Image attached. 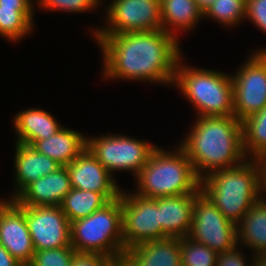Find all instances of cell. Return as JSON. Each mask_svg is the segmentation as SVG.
<instances>
[{
  "label": "cell",
  "instance_id": "1",
  "mask_svg": "<svg viewBox=\"0 0 266 266\" xmlns=\"http://www.w3.org/2000/svg\"><path fill=\"white\" fill-rule=\"evenodd\" d=\"M103 53L107 79L173 85L176 65L183 56L179 40L160 29L120 34H94Z\"/></svg>",
  "mask_w": 266,
  "mask_h": 266
},
{
  "label": "cell",
  "instance_id": "2",
  "mask_svg": "<svg viewBox=\"0 0 266 266\" xmlns=\"http://www.w3.org/2000/svg\"><path fill=\"white\" fill-rule=\"evenodd\" d=\"M179 146L190 159L197 177L231 168L247 159L242 144L241 121L235 116L197 117Z\"/></svg>",
  "mask_w": 266,
  "mask_h": 266
},
{
  "label": "cell",
  "instance_id": "3",
  "mask_svg": "<svg viewBox=\"0 0 266 266\" xmlns=\"http://www.w3.org/2000/svg\"><path fill=\"white\" fill-rule=\"evenodd\" d=\"M200 190L236 225L264 195L259 159L247 158L235 167L206 175L200 180Z\"/></svg>",
  "mask_w": 266,
  "mask_h": 266
},
{
  "label": "cell",
  "instance_id": "4",
  "mask_svg": "<svg viewBox=\"0 0 266 266\" xmlns=\"http://www.w3.org/2000/svg\"><path fill=\"white\" fill-rule=\"evenodd\" d=\"M171 149L157 148L151 153L148 162L136 176L135 194L146 198L198 194L200 179L195 174L192 163L179 146ZM177 149V150H176Z\"/></svg>",
  "mask_w": 266,
  "mask_h": 266
},
{
  "label": "cell",
  "instance_id": "5",
  "mask_svg": "<svg viewBox=\"0 0 266 266\" xmlns=\"http://www.w3.org/2000/svg\"><path fill=\"white\" fill-rule=\"evenodd\" d=\"M176 65L174 83L201 116H234L232 76L217 70ZM188 67H187V66Z\"/></svg>",
  "mask_w": 266,
  "mask_h": 266
},
{
  "label": "cell",
  "instance_id": "6",
  "mask_svg": "<svg viewBox=\"0 0 266 266\" xmlns=\"http://www.w3.org/2000/svg\"><path fill=\"white\" fill-rule=\"evenodd\" d=\"M71 246L76 253L103 254L121 260L124 247L120 197L86 218L70 223Z\"/></svg>",
  "mask_w": 266,
  "mask_h": 266
},
{
  "label": "cell",
  "instance_id": "7",
  "mask_svg": "<svg viewBox=\"0 0 266 266\" xmlns=\"http://www.w3.org/2000/svg\"><path fill=\"white\" fill-rule=\"evenodd\" d=\"M87 148L111 175L114 171H131L136 178L157 146L133 137L110 134L87 136Z\"/></svg>",
  "mask_w": 266,
  "mask_h": 266
},
{
  "label": "cell",
  "instance_id": "8",
  "mask_svg": "<svg viewBox=\"0 0 266 266\" xmlns=\"http://www.w3.org/2000/svg\"><path fill=\"white\" fill-rule=\"evenodd\" d=\"M188 237L217 253L238 246L236 225L226 219L201 191L193 198L192 226Z\"/></svg>",
  "mask_w": 266,
  "mask_h": 266
},
{
  "label": "cell",
  "instance_id": "9",
  "mask_svg": "<svg viewBox=\"0 0 266 266\" xmlns=\"http://www.w3.org/2000/svg\"><path fill=\"white\" fill-rule=\"evenodd\" d=\"M259 50L231 75L234 116L240 121L266 106V49Z\"/></svg>",
  "mask_w": 266,
  "mask_h": 266
},
{
  "label": "cell",
  "instance_id": "10",
  "mask_svg": "<svg viewBox=\"0 0 266 266\" xmlns=\"http://www.w3.org/2000/svg\"><path fill=\"white\" fill-rule=\"evenodd\" d=\"M106 8V27L92 29V36L162 29L160 0H111Z\"/></svg>",
  "mask_w": 266,
  "mask_h": 266
},
{
  "label": "cell",
  "instance_id": "11",
  "mask_svg": "<svg viewBox=\"0 0 266 266\" xmlns=\"http://www.w3.org/2000/svg\"><path fill=\"white\" fill-rule=\"evenodd\" d=\"M119 197L125 249L133 248L144 242L160 240L158 198H146L128 191H121Z\"/></svg>",
  "mask_w": 266,
  "mask_h": 266
},
{
  "label": "cell",
  "instance_id": "12",
  "mask_svg": "<svg viewBox=\"0 0 266 266\" xmlns=\"http://www.w3.org/2000/svg\"><path fill=\"white\" fill-rule=\"evenodd\" d=\"M25 218L35 251L71 245L70 222L61 206L25 207Z\"/></svg>",
  "mask_w": 266,
  "mask_h": 266
},
{
  "label": "cell",
  "instance_id": "13",
  "mask_svg": "<svg viewBox=\"0 0 266 266\" xmlns=\"http://www.w3.org/2000/svg\"><path fill=\"white\" fill-rule=\"evenodd\" d=\"M0 244L22 265L29 266L35 253L25 218V207L8 200L0 209Z\"/></svg>",
  "mask_w": 266,
  "mask_h": 266
},
{
  "label": "cell",
  "instance_id": "14",
  "mask_svg": "<svg viewBox=\"0 0 266 266\" xmlns=\"http://www.w3.org/2000/svg\"><path fill=\"white\" fill-rule=\"evenodd\" d=\"M66 168L71 188L101 193L108 201L119 198L122 189L87 147Z\"/></svg>",
  "mask_w": 266,
  "mask_h": 266
},
{
  "label": "cell",
  "instance_id": "15",
  "mask_svg": "<svg viewBox=\"0 0 266 266\" xmlns=\"http://www.w3.org/2000/svg\"><path fill=\"white\" fill-rule=\"evenodd\" d=\"M71 190L66 166L30 183L14 200L21 207L60 206Z\"/></svg>",
  "mask_w": 266,
  "mask_h": 266
},
{
  "label": "cell",
  "instance_id": "16",
  "mask_svg": "<svg viewBox=\"0 0 266 266\" xmlns=\"http://www.w3.org/2000/svg\"><path fill=\"white\" fill-rule=\"evenodd\" d=\"M197 194L159 197L160 240L189 235L192 226L193 198Z\"/></svg>",
  "mask_w": 266,
  "mask_h": 266
},
{
  "label": "cell",
  "instance_id": "17",
  "mask_svg": "<svg viewBox=\"0 0 266 266\" xmlns=\"http://www.w3.org/2000/svg\"><path fill=\"white\" fill-rule=\"evenodd\" d=\"M125 266H178L180 238H165L126 249L120 260Z\"/></svg>",
  "mask_w": 266,
  "mask_h": 266
},
{
  "label": "cell",
  "instance_id": "18",
  "mask_svg": "<svg viewBox=\"0 0 266 266\" xmlns=\"http://www.w3.org/2000/svg\"><path fill=\"white\" fill-rule=\"evenodd\" d=\"M14 156L15 191L10 200H14L30 183L56 171L60 165L54 159L38 153L32 146L16 143ZM13 195V196H12Z\"/></svg>",
  "mask_w": 266,
  "mask_h": 266
},
{
  "label": "cell",
  "instance_id": "19",
  "mask_svg": "<svg viewBox=\"0 0 266 266\" xmlns=\"http://www.w3.org/2000/svg\"><path fill=\"white\" fill-rule=\"evenodd\" d=\"M13 120L16 143L29 146L37 140L48 139L62 128L53 115L39 108L21 110Z\"/></svg>",
  "mask_w": 266,
  "mask_h": 266
},
{
  "label": "cell",
  "instance_id": "20",
  "mask_svg": "<svg viewBox=\"0 0 266 266\" xmlns=\"http://www.w3.org/2000/svg\"><path fill=\"white\" fill-rule=\"evenodd\" d=\"M32 147L41 154L66 166L87 147V136L79 131L62 127L48 139L37 140Z\"/></svg>",
  "mask_w": 266,
  "mask_h": 266
},
{
  "label": "cell",
  "instance_id": "21",
  "mask_svg": "<svg viewBox=\"0 0 266 266\" xmlns=\"http://www.w3.org/2000/svg\"><path fill=\"white\" fill-rule=\"evenodd\" d=\"M160 8L162 30L178 40L180 31L190 32L204 19L195 0H160Z\"/></svg>",
  "mask_w": 266,
  "mask_h": 266
},
{
  "label": "cell",
  "instance_id": "22",
  "mask_svg": "<svg viewBox=\"0 0 266 266\" xmlns=\"http://www.w3.org/2000/svg\"><path fill=\"white\" fill-rule=\"evenodd\" d=\"M266 198L262 196L236 224L237 244L252 254L266 252Z\"/></svg>",
  "mask_w": 266,
  "mask_h": 266
},
{
  "label": "cell",
  "instance_id": "23",
  "mask_svg": "<svg viewBox=\"0 0 266 266\" xmlns=\"http://www.w3.org/2000/svg\"><path fill=\"white\" fill-rule=\"evenodd\" d=\"M108 202L109 201L101 193L71 188L60 206L71 223L88 217L96 210L101 209Z\"/></svg>",
  "mask_w": 266,
  "mask_h": 266
},
{
  "label": "cell",
  "instance_id": "24",
  "mask_svg": "<svg viewBox=\"0 0 266 266\" xmlns=\"http://www.w3.org/2000/svg\"><path fill=\"white\" fill-rule=\"evenodd\" d=\"M245 156L259 159L266 153V106L241 121Z\"/></svg>",
  "mask_w": 266,
  "mask_h": 266
},
{
  "label": "cell",
  "instance_id": "25",
  "mask_svg": "<svg viewBox=\"0 0 266 266\" xmlns=\"http://www.w3.org/2000/svg\"><path fill=\"white\" fill-rule=\"evenodd\" d=\"M34 8H1L0 36L10 42L21 40L32 32Z\"/></svg>",
  "mask_w": 266,
  "mask_h": 266
},
{
  "label": "cell",
  "instance_id": "26",
  "mask_svg": "<svg viewBox=\"0 0 266 266\" xmlns=\"http://www.w3.org/2000/svg\"><path fill=\"white\" fill-rule=\"evenodd\" d=\"M247 0H215L203 13V18L215 19L223 27H235L246 18Z\"/></svg>",
  "mask_w": 266,
  "mask_h": 266
},
{
  "label": "cell",
  "instance_id": "27",
  "mask_svg": "<svg viewBox=\"0 0 266 266\" xmlns=\"http://www.w3.org/2000/svg\"><path fill=\"white\" fill-rule=\"evenodd\" d=\"M216 251L196 242L188 236L180 238V262L182 266H216Z\"/></svg>",
  "mask_w": 266,
  "mask_h": 266
},
{
  "label": "cell",
  "instance_id": "28",
  "mask_svg": "<svg viewBox=\"0 0 266 266\" xmlns=\"http://www.w3.org/2000/svg\"><path fill=\"white\" fill-rule=\"evenodd\" d=\"M76 252L73 247L35 251L29 266H71Z\"/></svg>",
  "mask_w": 266,
  "mask_h": 266
},
{
  "label": "cell",
  "instance_id": "29",
  "mask_svg": "<svg viewBox=\"0 0 266 266\" xmlns=\"http://www.w3.org/2000/svg\"><path fill=\"white\" fill-rule=\"evenodd\" d=\"M45 10L51 9V11L83 13L87 11H93L101 5V0H37L35 3Z\"/></svg>",
  "mask_w": 266,
  "mask_h": 266
},
{
  "label": "cell",
  "instance_id": "30",
  "mask_svg": "<svg viewBox=\"0 0 266 266\" xmlns=\"http://www.w3.org/2000/svg\"><path fill=\"white\" fill-rule=\"evenodd\" d=\"M245 18L266 33V0H247Z\"/></svg>",
  "mask_w": 266,
  "mask_h": 266
},
{
  "label": "cell",
  "instance_id": "31",
  "mask_svg": "<svg viewBox=\"0 0 266 266\" xmlns=\"http://www.w3.org/2000/svg\"><path fill=\"white\" fill-rule=\"evenodd\" d=\"M116 261L103 254L76 253L71 266H113Z\"/></svg>",
  "mask_w": 266,
  "mask_h": 266
},
{
  "label": "cell",
  "instance_id": "32",
  "mask_svg": "<svg viewBox=\"0 0 266 266\" xmlns=\"http://www.w3.org/2000/svg\"><path fill=\"white\" fill-rule=\"evenodd\" d=\"M237 248L239 247L236 246L230 251L218 253L216 266H254V261L251 259V264L246 263L247 259L244 258V253H242V251L238 250Z\"/></svg>",
  "mask_w": 266,
  "mask_h": 266
},
{
  "label": "cell",
  "instance_id": "33",
  "mask_svg": "<svg viewBox=\"0 0 266 266\" xmlns=\"http://www.w3.org/2000/svg\"><path fill=\"white\" fill-rule=\"evenodd\" d=\"M33 0H0L1 8H34Z\"/></svg>",
  "mask_w": 266,
  "mask_h": 266
},
{
  "label": "cell",
  "instance_id": "34",
  "mask_svg": "<svg viewBox=\"0 0 266 266\" xmlns=\"http://www.w3.org/2000/svg\"><path fill=\"white\" fill-rule=\"evenodd\" d=\"M0 266L22 265L0 244Z\"/></svg>",
  "mask_w": 266,
  "mask_h": 266
},
{
  "label": "cell",
  "instance_id": "35",
  "mask_svg": "<svg viewBox=\"0 0 266 266\" xmlns=\"http://www.w3.org/2000/svg\"><path fill=\"white\" fill-rule=\"evenodd\" d=\"M262 168V193H266V153L259 158ZM266 197V195L264 196Z\"/></svg>",
  "mask_w": 266,
  "mask_h": 266
},
{
  "label": "cell",
  "instance_id": "36",
  "mask_svg": "<svg viewBox=\"0 0 266 266\" xmlns=\"http://www.w3.org/2000/svg\"><path fill=\"white\" fill-rule=\"evenodd\" d=\"M254 266H266V252L253 254Z\"/></svg>",
  "mask_w": 266,
  "mask_h": 266
},
{
  "label": "cell",
  "instance_id": "37",
  "mask_svg": "<svg viewBox=\"0 0 266 266\" xmlns=\"http://www.w3.org/2000/svg\"><path fill=\"white\" fill-rule=\"evenodd\" d=\"M215 0H195L199 9L204 13Z\"/></svg>",
  "mask_w": 266,
  "mask_h": 266
},
{
  "label": "cell",
  "instance_id": "38",
  "mask_svg": "<svg viewBox=\"0 0 266 266\" xmlns=\"http://www.w3.org/2000/svg\"><path fill=\"white\" fill-rule=\"evenodd\" d=\"M9 199H1L0 200V209H1V207L8 201Z\"/></svg>",
  "mask_w": 266,
  "mask_h": 266
},
{
  "label": "cell",
  "instance_id": "39",
  "mask_svg": "<svg viewBox=\"0 0 266 266\" xmlns=\"http://www.w3.org/2000/svg\"><path fill=\"white\" fill-rule=\"evenodd\" d=\"M113 266H125L121 261H117Z\"/></svg>",
  "mask_w": 266,
  "mask_h": 266
}]
</instances>
